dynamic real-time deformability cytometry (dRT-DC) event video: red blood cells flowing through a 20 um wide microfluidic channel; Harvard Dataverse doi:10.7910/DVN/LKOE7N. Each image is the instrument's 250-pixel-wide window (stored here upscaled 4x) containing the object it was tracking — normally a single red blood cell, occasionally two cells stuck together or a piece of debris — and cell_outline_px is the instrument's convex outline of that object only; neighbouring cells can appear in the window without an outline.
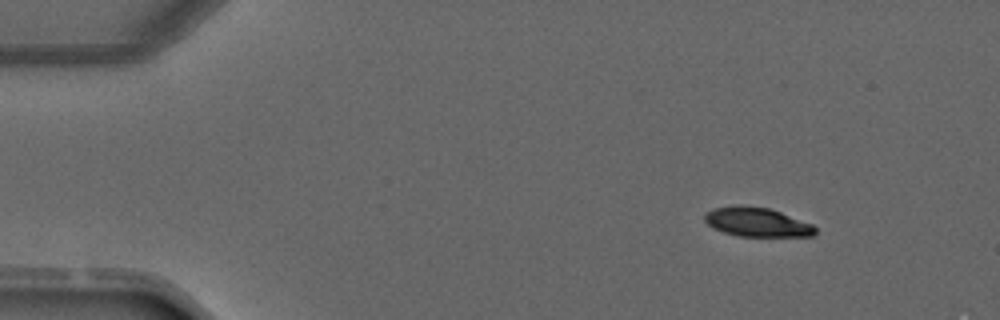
{"species": "common noctule bat (a hibernating species)", "species_latin": "Nyctalus noctula", "temperature_condition": "warm", "stored_images_in_passage": 3, "camera_frame_rate_fps": 3000, "um_per_image_px": 0.085, "animal": {"sex": "male", "forearm_length_mm": 52.5}, "frame": {"image": 1, "passage_image": 1, "time_ms": 0.0, "image_size_px": [1000, 320], "cell_outline_px": [[816, 232], [812, 236], [740, 236], [724, 232], [708, 224], [704, 220], [704, 216], [708, 212], [716, 208], [768, 208], [780, 212], [812, 224], [816, 228]], "centroid_in_image_um": [64.41, 18.93], "position_along_channel_um": 20.6, "area_um2": 17.74}}
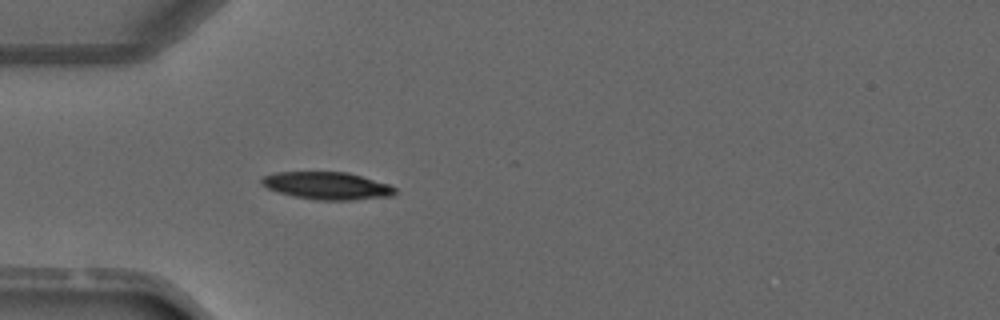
{"frame": {"image": 2, "passage_image": 3, "time_ms": 2.667, "image_size_px": [1000, 320], "cell_outline_px": [[396, 192], [392, 196], [348, 200], [316, 200], [296, 196], [280, 192], [268, 188], [260, 184], [260, 180], [264, 176], [276, 172], [348, 172], [388, 184], [396, 188]], "centroid_in_image_um": [27.8, 15.78], "position_along_channel_um": 57.2, "area_um2": 21.15}}